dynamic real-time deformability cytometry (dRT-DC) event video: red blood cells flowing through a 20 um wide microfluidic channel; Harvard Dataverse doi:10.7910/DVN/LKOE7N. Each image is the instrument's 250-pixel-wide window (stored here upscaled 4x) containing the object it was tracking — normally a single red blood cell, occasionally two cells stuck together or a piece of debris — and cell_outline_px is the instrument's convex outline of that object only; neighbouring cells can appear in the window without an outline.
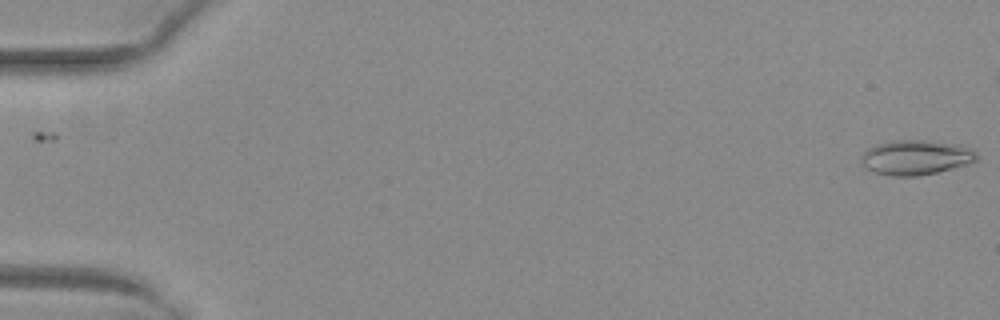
{"species": "common noctule bat (a hibernating species)", "species_latin": "Nyctalus noctula", "temperature_condition": "warm", "stored_images_in_passage": 47, "camera_frame_rate_fps": 3000, "um_per_image_px": 0.085, "animal": {"sex": "female", "body_mass_g": 29.2, "forearm_length_mm": 56.3}, "frame": {"image": 1, "passage_image": 1, "time_ms": 0.0, "image_size_px": [1000, 320], "cell_outline_px": [[976, 160], [972, 164], [936, 172], [916, 176], [892, 176], [876, 172], [860, 164], [860, 156], [868, 148], [876, 144], [892, 140], [928, 140], [964, 144], [976, 152]], "centroid_in_image_um": [77.88, 13.36], "position_along_channel_um": 7.1, "area_um2": 23.76}}
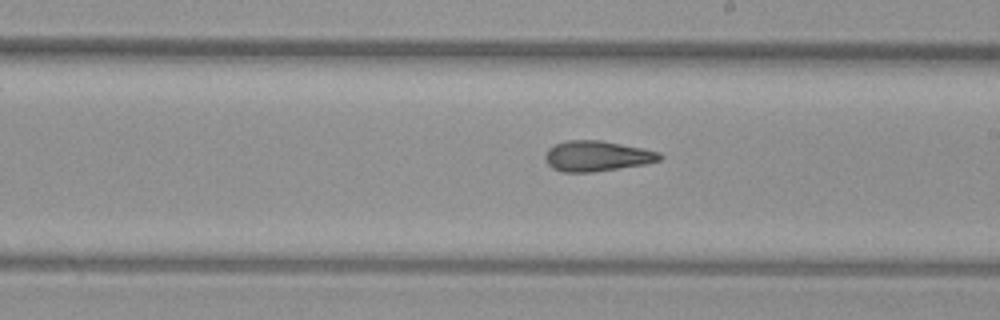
{"frame": {"image": 2, "passage_image": 31, "time_ms": 10.0, "image_size_px": [1000, 320], "cell_outline_px": [[664, 156], [660, 160], [644, 164], [592, 172], [560, 172], [552, 168], [544, 160], [544, 156], [548, 148], [556, 144], [568, 140], [600, 140], [660, 152]], "centroid_in_image_um": [50.7, 13.27], "position_along_channel_um": 238.3, "area_um2": 20.23}}
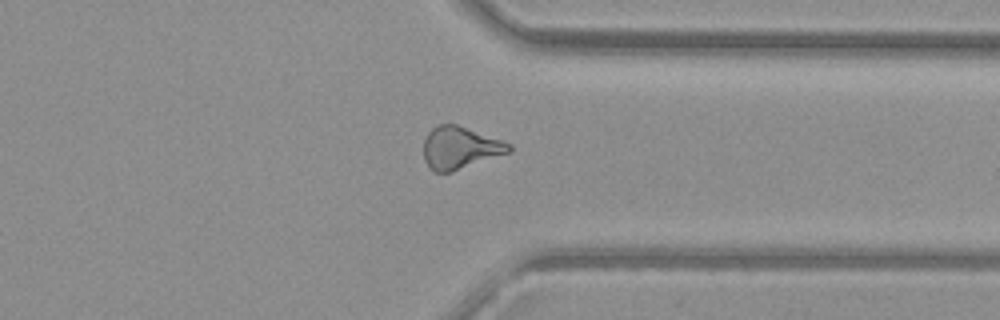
{"frame": {"image": 3, "passage_image": 41, "time_ms": 13.333, "image_size_px": [1000, 320], "cell_outline_px": [[512, 152], [452, 172], [436, 172], [424, 160], [424, 140], [428, 132], [432, 128], [440, 124], [456, 124], [512, 144]], "centroid_in_image_um": [39.13, 12.57], "position_along_channel_um": 372.3, "area_um2": 20.98}}